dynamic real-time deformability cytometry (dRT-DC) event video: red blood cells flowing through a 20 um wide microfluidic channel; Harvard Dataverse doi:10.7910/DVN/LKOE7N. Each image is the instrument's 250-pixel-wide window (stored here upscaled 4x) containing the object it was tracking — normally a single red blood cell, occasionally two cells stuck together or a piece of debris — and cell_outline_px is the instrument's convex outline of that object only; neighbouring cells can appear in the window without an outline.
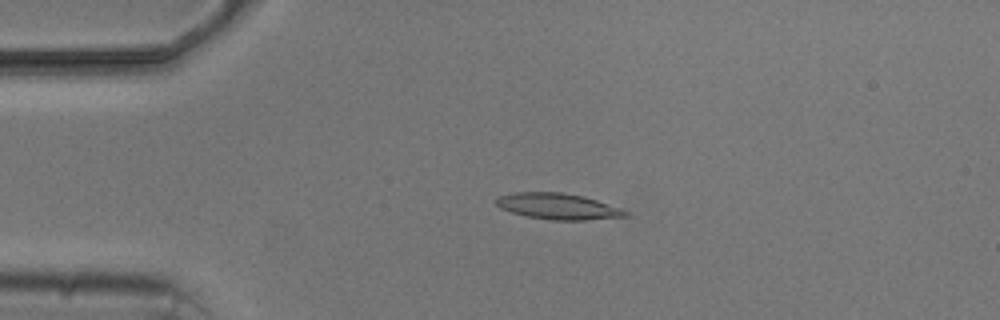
{"species": "common noctule bat (a hibernating species)", "species_latin": "Nyctalus noctula", "temperature_condition": "cold", "stored_images_in_passage": 5, "camera_frame_rate_fps": 3000, "um_per_image_px": 0.085, "animal": {"sex": "male", "body_mass_g": 20.5, "forearm_length_mm": 52.5}, "frame": {"image": 1, "passage_image": 4, "time_ms": 3.667, "image_size_px": [1000, 320], "cell_outline_px": [[628, 216], [584, 220], [552, 220], [524, 216], [500, 208], [496, 204], [496, 196], [516, 192], [560, 192], [584, 196], [620, 208], [628, 212]], "centroid_in_image_um": [47.39, 17.53], "position_along_channel_um": 37.6, "area_um2": 19.59}}